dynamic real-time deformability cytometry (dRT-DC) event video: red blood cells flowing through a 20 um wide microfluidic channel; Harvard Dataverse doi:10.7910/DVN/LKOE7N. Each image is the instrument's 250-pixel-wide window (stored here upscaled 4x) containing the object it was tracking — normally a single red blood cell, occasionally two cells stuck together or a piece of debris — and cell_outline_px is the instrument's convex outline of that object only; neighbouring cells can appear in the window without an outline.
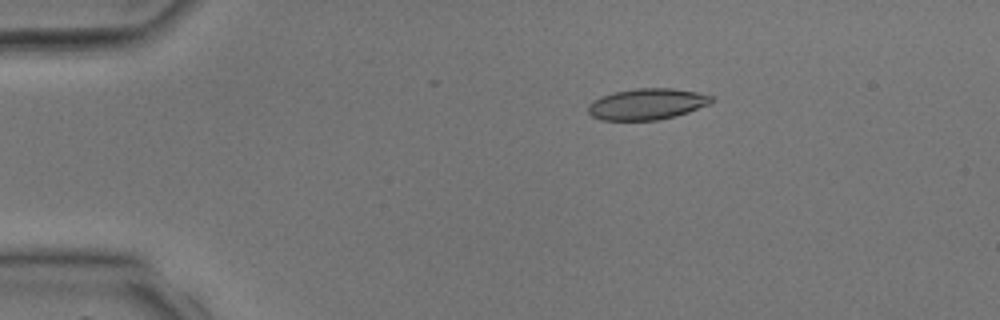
{"species": "common noctule bat (a hibernating species)", "species_latin": "Nyctalus noctula", "temperature_condition": "room temperature", "stored_images_in_passage": 3, "camera_frame_rate_fps": 3000, "um_per_image_px": 0.085, "animal": {"sex": "male", "body_mass_g": 17.9, "forearm_length_mm": 54.2}, "frame": {"image": 1, "passage_image": 3, "time_ms": 2.333, "image_size_px": [1000, 320], "cell_outline_px": [[716, 100], [708, 104], [688, 112], [676, 116], [656, 120], [600, 120], [592, 116], [588, 112], [588, 104], [592, 100], [600, 96], [612, 92], [636, 88], [672, 88], [696, 92], [712, 96]], "centroid_in_image_um": [54.96, 8.84], "position_along_channel_um": 30.0, "area_um2": 22.54}}